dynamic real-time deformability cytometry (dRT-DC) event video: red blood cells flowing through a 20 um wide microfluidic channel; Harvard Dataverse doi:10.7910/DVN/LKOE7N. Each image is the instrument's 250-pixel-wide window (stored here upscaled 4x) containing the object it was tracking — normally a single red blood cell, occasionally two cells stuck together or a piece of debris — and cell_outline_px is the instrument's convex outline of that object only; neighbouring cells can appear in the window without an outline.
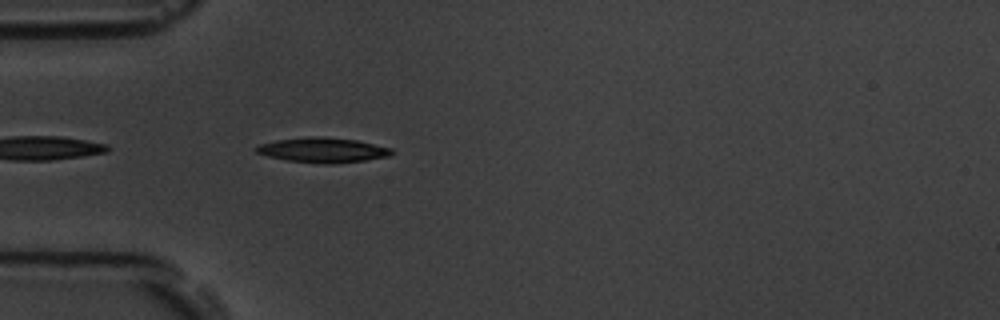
{"species": "common noctule bat (a hibernating species)", "species_latin": "Nyctalus noctula", "temperature_condition": "room temperature", "stored_images_in_passage": 4, "camera_frame_rate_fps": 3000, "um_per_image_px": 0.085, "animal": {"sex": "male", "body_mass_g": 19.5, "forearm_length_mm": 54.6}, "frame": {"image": 1, "passage_image": 1, "time_ms": 0.0, "image_size_px": [1000, 320], "cell_outline_px": [[392, 152], [388, 156], [364, 160], [332, 164], [324, 164], [284, 160], [268, 156], [256, 152], [252, 148], [260, 144], [276, 140], [308, 136], [324, 136], [356, 140], [392, 148]], "centroid_in_image_um": [27.38, 12.75], "position_along_channel_um": 57.6, "area_um2": 19.71}}